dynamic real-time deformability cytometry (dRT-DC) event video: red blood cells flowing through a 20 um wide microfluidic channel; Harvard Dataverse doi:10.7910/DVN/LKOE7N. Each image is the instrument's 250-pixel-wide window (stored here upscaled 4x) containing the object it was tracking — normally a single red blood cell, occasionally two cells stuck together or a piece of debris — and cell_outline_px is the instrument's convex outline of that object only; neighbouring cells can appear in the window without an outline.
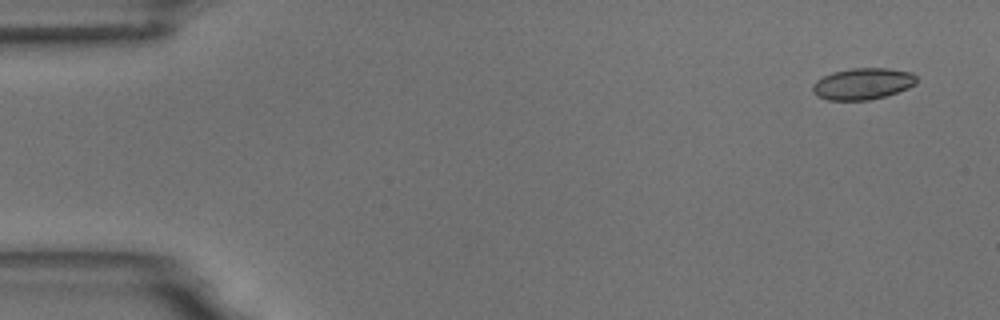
{"species": "common noctule bat (a hibernating species)", "species_latin": "Nyctalus noctula", "temperature_condition": "room temperature", "stored_images_in_passage": 6, "segment_of_instrument_passage": [2, 2], "camera_frame_rate_fps": 3000, "um_per_image_px": 0.085, "animal": {"sex": "male", "body_mass_g": 18.8}, "frame": {"image": 1, "passage_image": 6, "time_ms": 6.0, "image_size_px": [1000, 320], "cell_outline_px": [[916, 84], [908, 88], [884, 96], [868, 100], [828, 100], [816, 96], [812, 92], [812, 84], [816, 80], [832, 72], [852, 68], [888, 68], [912, 72], [916, 76]], "centroid_in_image_um": [73.31, 7.12], "position_along_channel_um": 11.7, "area_um2": 19.13}}